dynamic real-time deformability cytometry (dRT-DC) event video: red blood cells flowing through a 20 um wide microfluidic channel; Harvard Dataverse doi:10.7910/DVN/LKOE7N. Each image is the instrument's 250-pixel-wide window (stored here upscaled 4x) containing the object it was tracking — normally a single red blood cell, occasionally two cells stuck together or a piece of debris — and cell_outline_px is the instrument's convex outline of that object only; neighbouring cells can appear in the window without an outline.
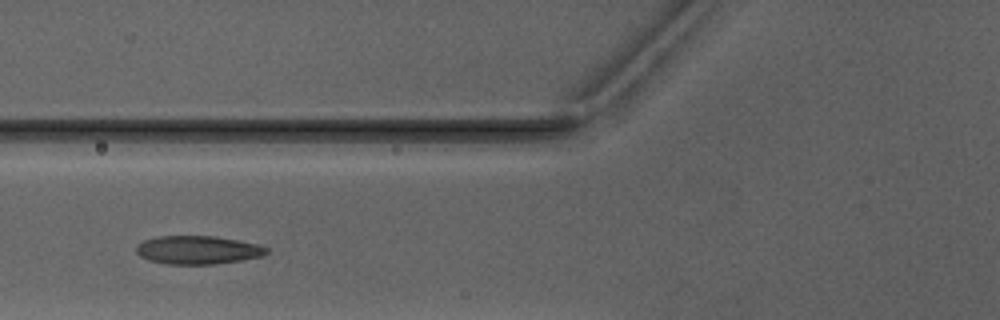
{"species": "Egyptian fruit bat (a non-hibernating species)", "species_latin": "Rousettus aegyptiacus", "temperature_condition": "warm", "stored_images_in_passage": 3, "camera_frame_rate_fps": 3000, "um_per_image_px": 0.085, "animal": {"sex": "male"}, "frame": {"image": 1, "passage_image": 3, "time_ms": 2.333, "image_size_px": [1000, 320], "cell_outline_px": [[268, 252], [260, 256], [244, 260], [216, 264], [164, 264], [148, 260], [140, 256], [136, 252], [136, 248], [144, 240], [156, 236], [216, 236], [240, 240], [260, 244], [268, 248]], "centroid_in_image_um": [16.84, 21.24], "position_along_channel_um": 109.0, "area_um2": 21.73}}